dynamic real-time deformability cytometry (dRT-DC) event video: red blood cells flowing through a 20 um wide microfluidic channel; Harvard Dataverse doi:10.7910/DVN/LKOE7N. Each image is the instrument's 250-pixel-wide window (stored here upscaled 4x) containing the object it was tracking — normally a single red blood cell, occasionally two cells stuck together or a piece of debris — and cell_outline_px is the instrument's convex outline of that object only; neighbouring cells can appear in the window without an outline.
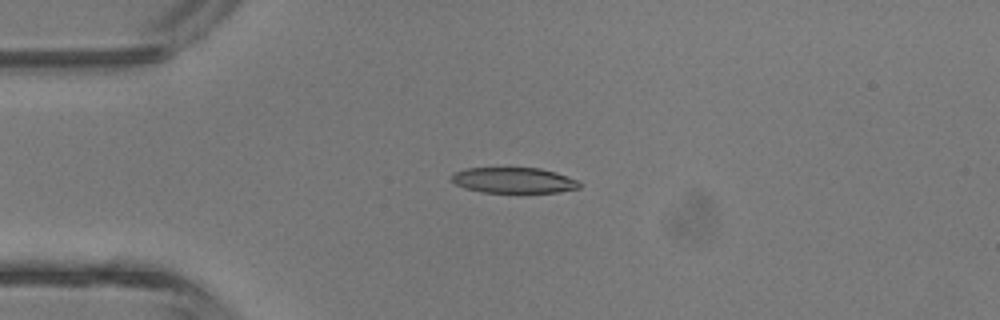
{"species": "common noctule bat (a hibernating species)", "species_latin": "Nyctalus noctula", "temperature_condition": "room temperature", "stored_images_in_passage": 3, "camera_frame_rate_fps": 3000, "um_per_image_px": 0.085, "animal": {"sex": "male", "body_mass_g": 13.3}, "frame": {"image": 1, "passage_image": 3, "time_ms": 2.333, "image_size_px": [1000, 320], "cell_outline_px": [[580, 188], [560, 192], [480, 192], [464, 188], [456, 184], [448, 176], [452, 172], [464, 168], [540, 168], [556, 172], [576, 180], [580, 184]], "centroid_in_image_um": [43.6, 15.32], "position_along_channel_um": 41.4, "area_um2": 19.19}}